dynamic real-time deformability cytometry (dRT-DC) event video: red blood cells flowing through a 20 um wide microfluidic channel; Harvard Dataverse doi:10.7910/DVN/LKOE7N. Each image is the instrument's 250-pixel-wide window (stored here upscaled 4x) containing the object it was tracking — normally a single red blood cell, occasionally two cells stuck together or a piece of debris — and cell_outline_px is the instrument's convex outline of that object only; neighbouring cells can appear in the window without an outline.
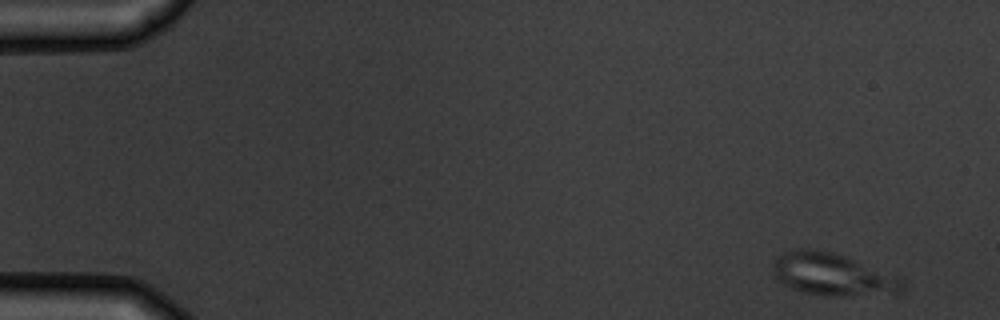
{"species": "common noctule bat (a hibernating species)", "species_latin": "Nyctalus noctula", "temperature_condition": "warm", "stored_images_in_passage": 6, "camera_frame_rate_fps": 3000, "um_per_image_px": 0.085, "animal": {"sex": "male", "body_mass_g": 19.5, "forearm_length_mm": 54.6}, "frame": {"image": 1, "passage_image": 1, "time_ms": 0.0, "image_size_px": [1000, 320], "cell_outline_px": [[904, 284], [900, 292], [840, 296], [832, 296], [804, 292], [792, 288], [776, 280], [776, 260], [784, 252], [796, 248], [808, 248], [832, 252], [844, 256], [904, 280]], "centroid_in_image_um": [70.74, 23.32], "position_along_channel_um": 14.3, "area_um2": 30.81}}